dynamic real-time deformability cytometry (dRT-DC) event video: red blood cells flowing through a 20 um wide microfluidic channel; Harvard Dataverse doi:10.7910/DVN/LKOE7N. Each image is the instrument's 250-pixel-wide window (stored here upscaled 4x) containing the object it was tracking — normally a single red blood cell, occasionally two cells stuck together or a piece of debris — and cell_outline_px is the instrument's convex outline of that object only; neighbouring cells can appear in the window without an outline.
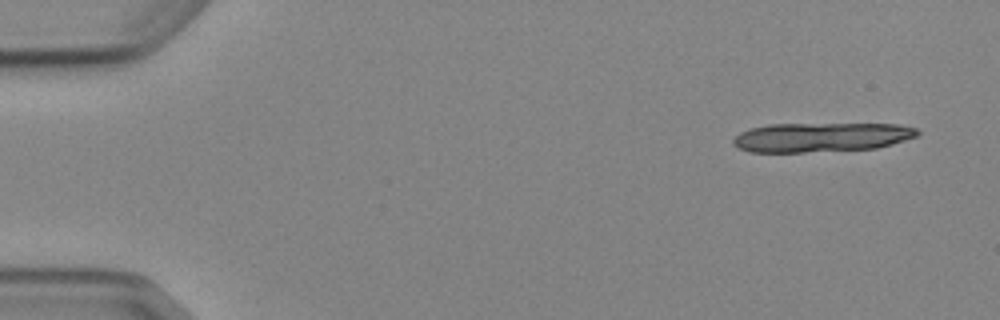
{"species": "Egyptian fruit bat (a non-hibernating species)", "species_latin": "Rousettus aegyptiacus", "temperature_condition": "cold", "stored_images_in_passage": 5, "segment_of_instrument_passage": [1, 3], "camera_frame_rate_fps": 3000, "um_per_image_px": 0.085, "animal": {"sex": "female"}, "frame": {"image": 1, "passage_image": 1, "time_ms": 0.0, "image_size_px": [1000, 320], "cell_outline_px": [[920, 132], [916, 136], [892, 144], [876, 148], [804, 152], [748, 152], [732, 144], [732, 140], [740, 132], [752, 128], [768, 124], [900, 124], [916, 128]], "centroid_in_image_um": [69.79, 11.66], "position_along_channel_um": 15.2, "area_um2": 31.39}}